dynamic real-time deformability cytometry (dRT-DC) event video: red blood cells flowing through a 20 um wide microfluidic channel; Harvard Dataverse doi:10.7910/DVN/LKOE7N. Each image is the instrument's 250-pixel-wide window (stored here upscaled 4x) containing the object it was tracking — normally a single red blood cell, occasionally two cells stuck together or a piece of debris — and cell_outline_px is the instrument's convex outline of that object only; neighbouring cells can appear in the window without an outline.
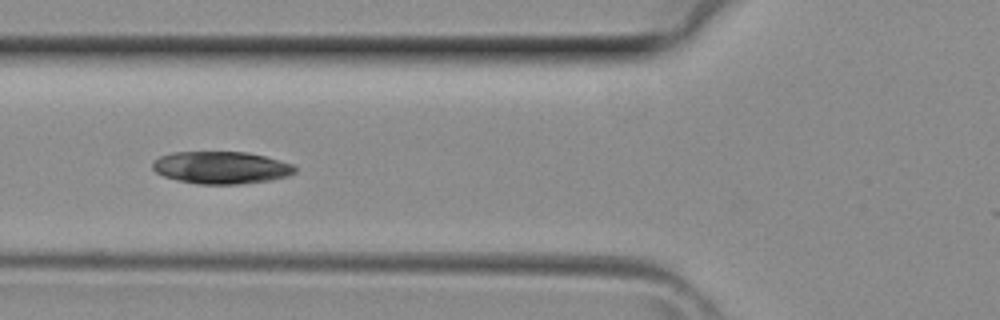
{"species": "common noctule bat (a hibernating species)", "species_latin": "Nyctalus noctula", "temperature_condition": "room temperature", "stored_images_in_passage": 38, "camera_frame_rate_fps": 3000, "um_per_image_px": 0.085, "animal": {"sex": "female", "body_mass_g": 29.2, "forearm_length_mm": 56.3}, "frame": {"image": 1, "passage_image": 15, "time_ms": 4.667, "image_size_px": [1000, 320], "cell_outline_px": [[296, 172], [288, 176], [268, 180], [236, 184], [200, 184], [176, 180], [164, 176], [156, 172], [152, 168], [152, 164], [160, 156], [172, 152], [248, 152], [280, 160], [292, 164], [296, 168]], "centroid_in_image_um": [18.79, 14.24], "position_along_channel_um": 107.0, "area_um2": 26.7}}
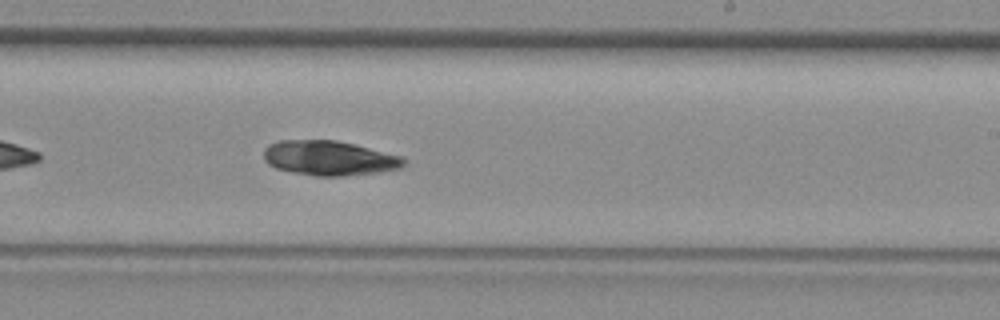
{"frame": {"image": 2, "passage_image": 24, "time_ms": 7.667, "image_size_px": [1000, 320], "cell_outline_px": [[408, 164], [400, 168], [376, 172], [344, 176], [316, 176], [292, 172], [276, 168], [268, 164], [264, 160], [264, 148], [268, 144], [280, 140], [336, 140], [356, 144], [400, 156]], "centroid_in_image_um": [27.96, 13.43], "position_along_channel_um": 261.0, "area_um2": 28.38}}
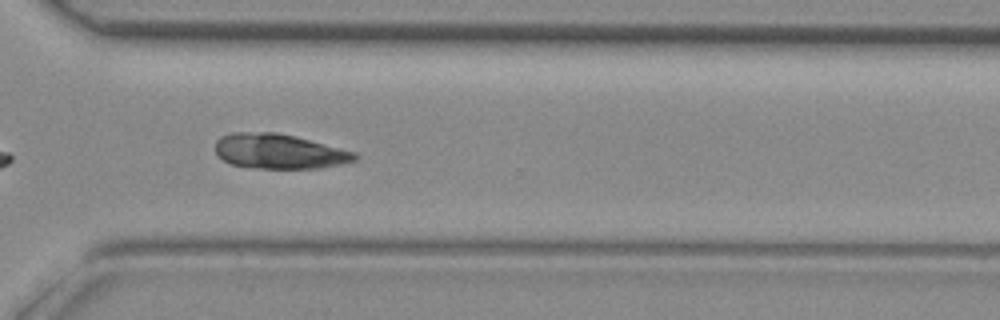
{"frame": {"image": 3, "passage_image": 29, "time_ms": 9.333, "image_size_px": [1000, 320], "cell_outline_px": [[360, 156], [356, 160], [340, 164], [320, 168], [256, 168], [232, 164], [224, 160], [216, 152], [216, 140], [220, 136], [232, 132], [276, 132], [296, 136], [356, 152]], "centroid_in_image_um": [23.75, 12.85], "position_along_channel_um": 346.9, "area_um2": 28.32}}